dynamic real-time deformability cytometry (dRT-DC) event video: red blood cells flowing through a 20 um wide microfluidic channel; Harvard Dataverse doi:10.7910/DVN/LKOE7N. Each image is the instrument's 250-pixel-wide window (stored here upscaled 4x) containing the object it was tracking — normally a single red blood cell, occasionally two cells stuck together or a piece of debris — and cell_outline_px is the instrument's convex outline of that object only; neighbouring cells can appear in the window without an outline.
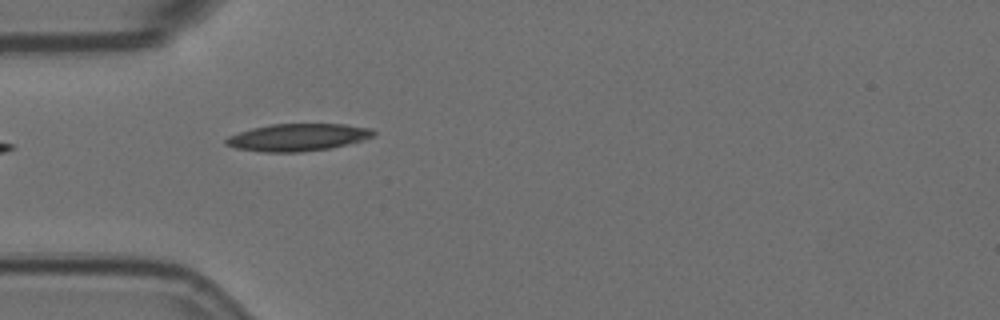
{"species": "Egyptian fruit bat (a non-hibernating species)", "species_latin": "Rousettus aegyptiacus", "temperature_condition": "room temperature", "stored_images_in_passage": 1, "camera_frame_rate_fps": 3000, "um_per_image_px": 0.085, "animal": {"sex": "female"}, "frame": {"image": 1, "passage_image": 1, "time_ms": 0.0, "image_size_px": [1000, 320], "cell_outline_px": [[376, 132], [372, 136], [360, 140], [332, 148], [300, 152], [264, 152], [236, 148], [224, 144], [224, 140], [228, 136], [252, 128], [272, 124], [344, 124], [372, 128]], "centroid_in_image_um": [25.29, 11.67], "position_along_channel_um": 59.7, "area_um2": 23.35}}